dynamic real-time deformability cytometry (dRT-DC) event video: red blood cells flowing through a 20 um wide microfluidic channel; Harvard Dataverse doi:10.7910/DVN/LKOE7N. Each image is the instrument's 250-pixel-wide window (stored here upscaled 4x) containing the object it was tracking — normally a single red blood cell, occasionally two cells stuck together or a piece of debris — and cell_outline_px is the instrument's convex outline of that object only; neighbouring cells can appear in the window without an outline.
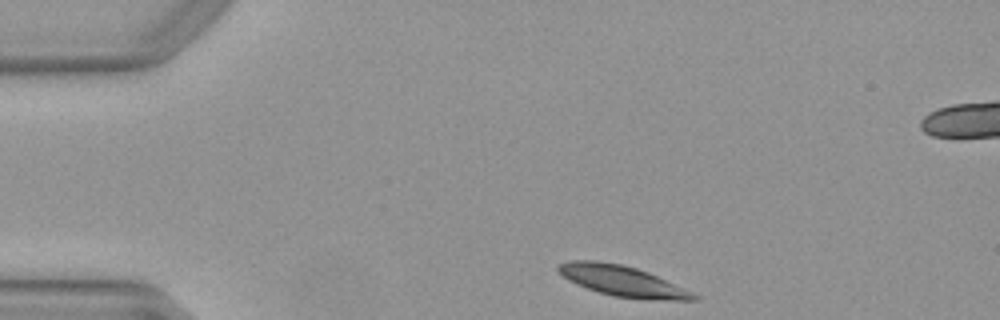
{"species": "Egyptian fruit bat (a non-hibernating species)", "species_latin": "Rousettus aegyptiacus", "temperature_condition": "warm", "stored_images_in_passage": 36, "camera_frame_rate_fps": 3000, "um_per_image_px": 0.085, "animal": {"sex": "female"}, "frame": {"image": 1, "passage_image": 1, "time_ms": 0.0, "image_size_px": [1000, 320], "cell_outline_px": [[700, 300], [668, 300], [612, 296], [576, 284], [568, 280], [556, 268], [560, 264], [572, 260], [596, 260], [620, 264], [636, 268], [648, 272], [692, 292], [700, 296]], "centroid_in_image_um": [52.91, 23.88], "position_along_channel_um": 32.1, "area_um2": 23.7}}
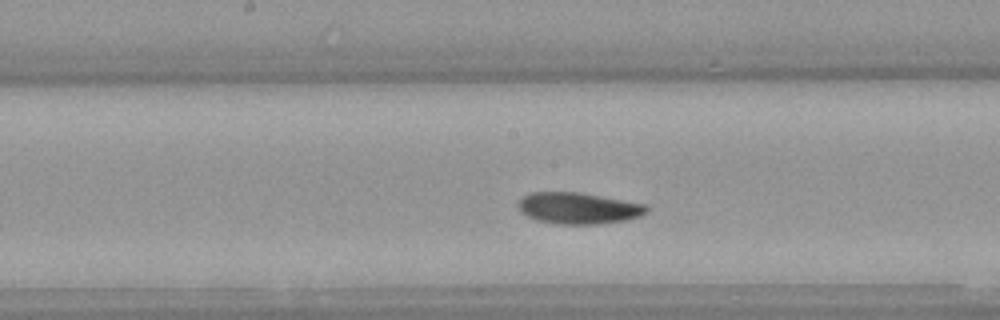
{"frame": {"image": 2, "passage_image": 18, "time_ms": 5.667, "image_size_px": [1000, 320], "cell_outline_px": [[648, 208], [644, 212], [636, 216], [624, 220], [596, 224], [560, 224], [536, 220], [520, 212], [516, 208], [516, 204], [524, 196], [532, 192], [580, 192], [648, 204]], "centroid_in_image_um": [49.11, 17.68], "position_along_channel_um": 199.1, "area_um2": 23.41}}
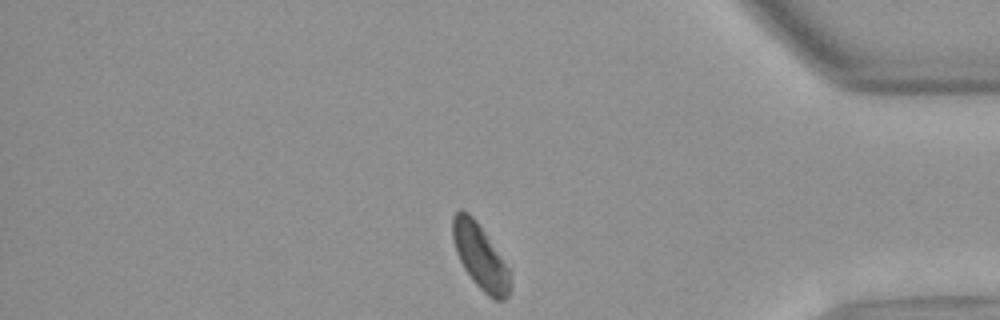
{"frame": {"image": 3, "passage_image": 35, "time_ms": 11.333, "image_size_px": [1000, 320], "cell_outline_px": [[512, 284], [508, 296], [504, 300], [496, 300], [488, 296], [476, 284], [464, 268], [456, 252], [452, 240], [452, 216], [460, 208], [468, 212], [476, 220], [508, 268]], "centroid_in_image_um": [40.8, 21.81], "position_along_channel_um": 394.4, "area_um2": 21.5}, "authors_computed_cell_mechanics": {"area_um2": 23.4957, "velocity_mm_per_s": 3.9298, "shape_relaxation_time_tau1_ms": 2.8112, "shape_relaxation_time_tau2_ms": null, "deformation_change_tau1": 0.104, "deformation_change_tau2": null}}